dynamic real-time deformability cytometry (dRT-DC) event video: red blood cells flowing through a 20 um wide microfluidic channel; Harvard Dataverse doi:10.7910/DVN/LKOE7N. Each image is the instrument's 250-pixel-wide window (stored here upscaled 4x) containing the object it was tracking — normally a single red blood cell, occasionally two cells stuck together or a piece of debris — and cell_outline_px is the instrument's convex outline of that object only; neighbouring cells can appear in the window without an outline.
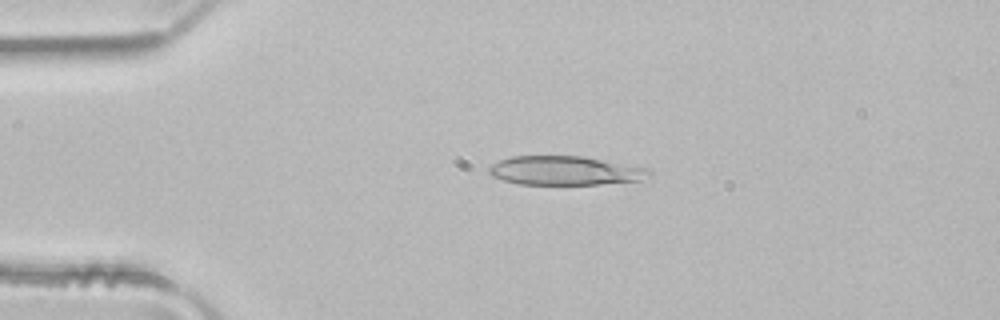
{"species": "common noctule bat (a hibernating species)", "species_latin": "Nyctalus noctula", "temperature_condition": "room temperature", "stored_images_in_passage": 5, "camera_frame_rate_fps": 3000, "um_per_image_px": 0.085, "animal": {"sex": "male", "body_mass_g": 21.5, "forearm_length_mm": 52.0}, "frame": {"image": 1, "passage_image": 3, "time_ms": 0.667, "image_size_px": [1000, 320], "cell_outline_px": [[652, 176], [640, 180], [600, 184], [520, 184], [504, 180], [492, 176], [488, 172], [488, 168], [492, 164], [500, 160], [512, 156], [580, 156], [648, 168], [652, 172]], "centroid_in_image_um": [48.03, 14.5], "position_along_channel_um": 37.0, "area_um2": 26.88}}
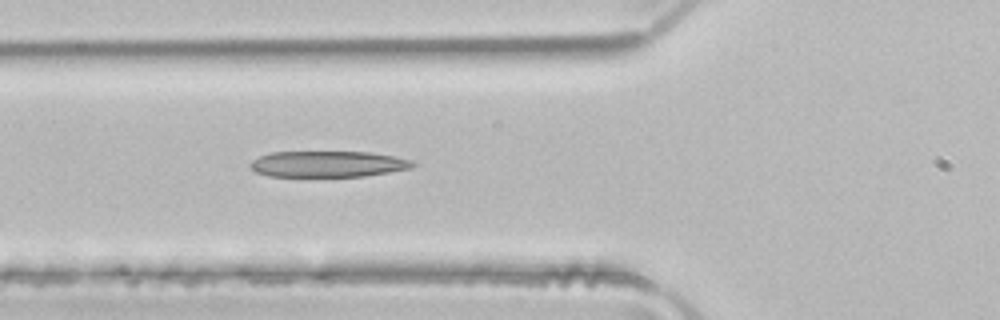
{"frame": {"image": 2, "passage_image": 5, "time_ms": 1.333, "image_size_px": [1000, 320], "cell_outline_px": [[416, 164], [412, 168], [364, 176], [268, 176], [256, 172], [248, 164], [252, 160], [260, 156], [272, 152], [372, 152], [412, 160]], "centroid_in_image_um": [27.87, 13.94], "position_along_channel_um": 97.9, "area_um2": 24.57}}